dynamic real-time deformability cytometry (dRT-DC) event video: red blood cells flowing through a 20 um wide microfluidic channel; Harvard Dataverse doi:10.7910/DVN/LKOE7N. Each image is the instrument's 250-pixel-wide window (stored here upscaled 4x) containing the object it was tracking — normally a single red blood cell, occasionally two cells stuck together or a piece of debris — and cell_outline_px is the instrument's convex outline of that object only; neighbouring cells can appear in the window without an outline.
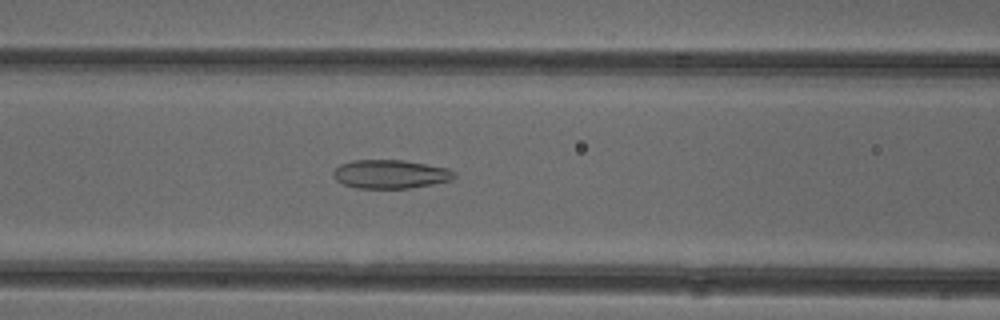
{"species": "common noctule bat (a hibernating species)", "species_latin": "Nyctalus noctula", "temperature_condition": "cold", "stored_images_in_passage": 52, "camera_frame_rate_fps": 3000, "um_per_image_px": 0.085, "animal": {"sex": "female"}, "frame": {"image": 1, "passage_image": 22, "time_ms": 7.0, "image_size_px": [1000, 320], "cell_outline_px": [[456, 176], [452, 180], [432, 184], [408, 188], [356, 188], [344, 184], [336, 180], [332, 176], [332, 172], [340, 164], [352, 160], [404, 160], [448, 168], [456, 172]], "centroid_in_image_um": [33.18, 14.8], "position_along_channel_um": 133.4, "area_um2": 20.29}}
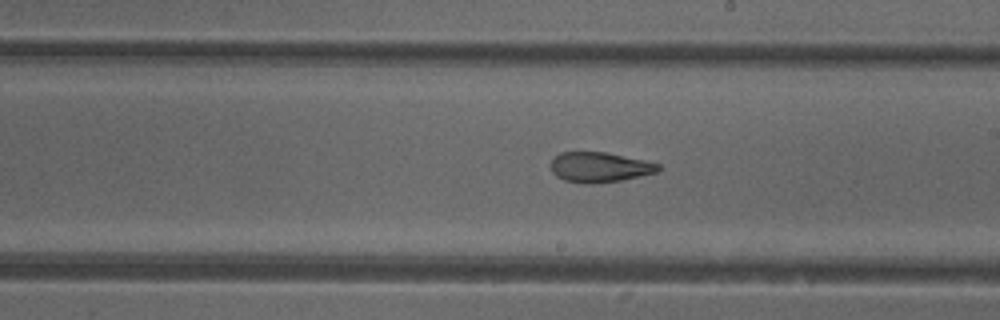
{"frame": {"image": 2, "passage_image": 30, "time_ms": 9.667, "image_size_px": [1000, 320], "cell_outline_px": [[660, 168], [656, 172], [620, 180], [592, 184], [584, 184], [564, 180], [556, 176], [552, 172], [552, 160], [560, 152], [604, 152], [644, 160], [660, 164]], "centroid_in_image_um": [50.94, 14.21], "position_along_channel_um": 238.1, "area_um2": 18.61}}
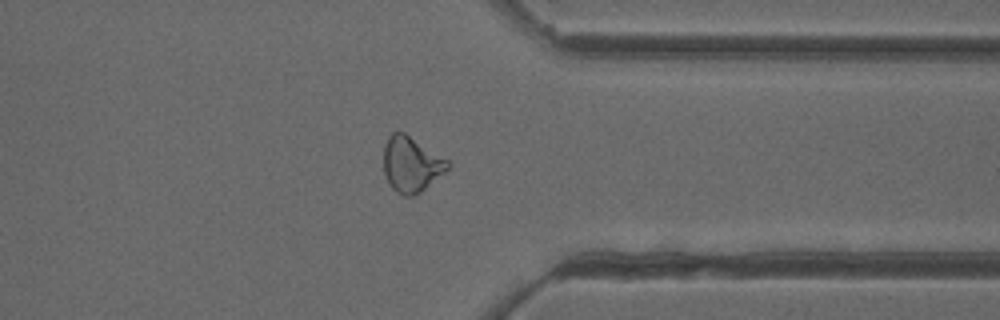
{"frame": {"image": 3, "passage_image": 41, "time_ms": 13.333, "image_size_px": [1000, 320], "cell_outline_px": [[452, 164], [444, 172], [416, 196], [404, 196], [396, 192], [388, 184], [384, 172], [384, 144], [388, 136], [392, 132], [404, 132], [448, 160]], "centroid_in_image_um": [34.93, 13.97], "position_along_channel_um": 376.5, "area_um2": 20.69}, "authors_computed_cell_mechanics": {"area_um2": 21.6172, "velocity_mm_per_s": 3.9161, "shape_relaxation_time_tau1_ms": null, "shape_relaxation_time_tau2_ms": 1.7263, "deformation_change_tau1": null, "deformation_change_tau2": 0.0942}}